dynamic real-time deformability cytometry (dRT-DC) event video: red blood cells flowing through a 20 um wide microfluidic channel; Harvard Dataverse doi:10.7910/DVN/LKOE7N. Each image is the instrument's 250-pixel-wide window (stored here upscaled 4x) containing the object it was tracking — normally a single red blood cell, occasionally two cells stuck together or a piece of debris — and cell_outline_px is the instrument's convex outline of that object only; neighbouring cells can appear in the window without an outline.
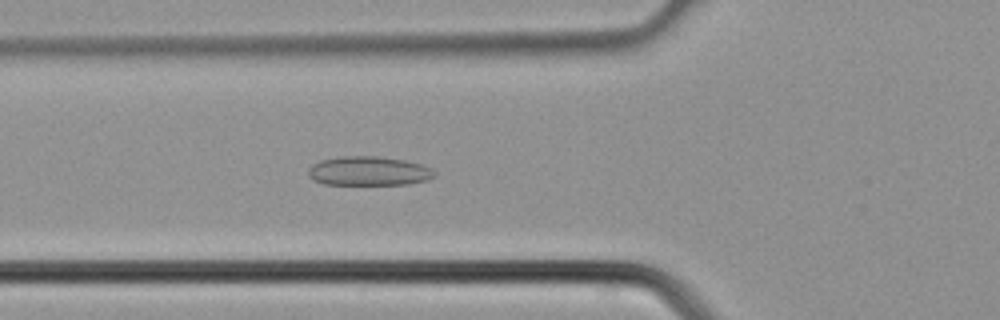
{"species": "common noctule bat (a hibernating species)", "species_latin": "Nyctalus noctula", "temperature_condition": "cold", "stored_images_in_passage": 28, "camera_frame_rate_fps": 3000, "um_per_image_px": 0.085, "animal": {"sex": "male", "body_mass_g": 21.5, "forearm_length_mm": 52.0}, "frame": {"image": 1, "passage_image": 5, "time_ms": 1.333, "image_size_px": [1000, 320], "cell_outline_px": [[436, 176], [428, 180], [408, 184], [324, 184], [312, 180], [308, 176], [308, 168], [312, 164], [320, 160], [340, 156], [376, 156], [404, 160], [420, 164], [432, 168], [436, 172]], "centroid_in_image_um": [31.33, 14.54], "position_along_channel_um": 94.5, "area_um2": 21.62}}
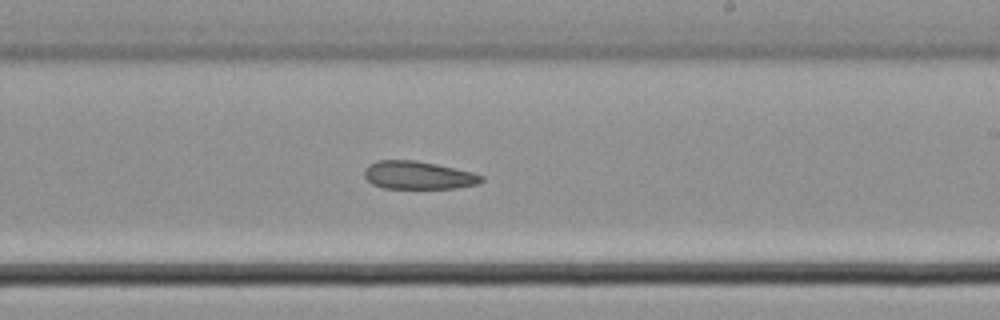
{"frame": {"image": 2, "passage_image": 14, "time_ms": 4.333, "image_size_px": [1000, 320], "cell_outline_px": [[484, 180], [476, 184], [456, 188], [384, 188], [372, 184], [364, 176], [364, 168], [368, 164], [376, 160], [416, 160], [436, 164], [472, 172], [484, 176]], "centroid_in_image_um": [35.52, 14.89], "position_along_channel_um": 253.5, "area_um2": 19.13}}
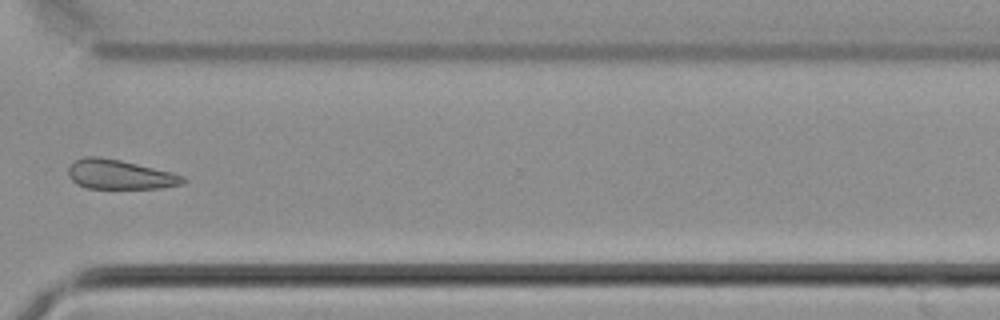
{"frame": {"image": 3, "passage_image": 20, "time_ms": 6.333, "image_size_px": [1000, 320], "cell_outline_px": [[188, 180], [180, 184], [164, 188], [88, 188], [76, 184], [68, 176], [68, 168], [76, 160], [84, 156], [96, 156], [120, 160], [172, 172], [184, 176]], "centroid_in_image_um": [10.18, 14.83], "position_along_channel_um": 360.4, "area_um2": 19.65}}